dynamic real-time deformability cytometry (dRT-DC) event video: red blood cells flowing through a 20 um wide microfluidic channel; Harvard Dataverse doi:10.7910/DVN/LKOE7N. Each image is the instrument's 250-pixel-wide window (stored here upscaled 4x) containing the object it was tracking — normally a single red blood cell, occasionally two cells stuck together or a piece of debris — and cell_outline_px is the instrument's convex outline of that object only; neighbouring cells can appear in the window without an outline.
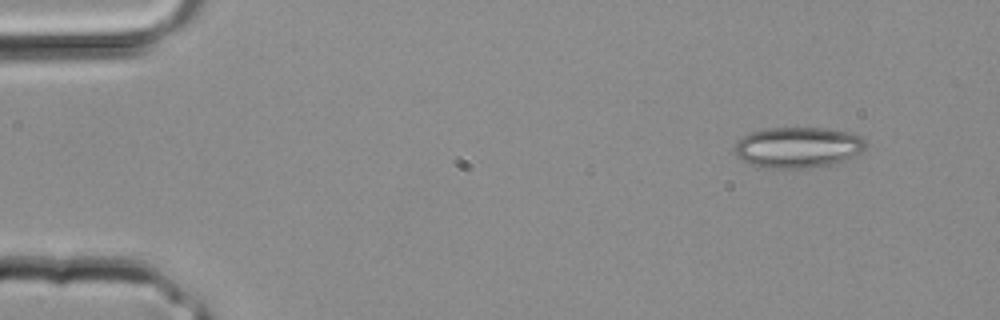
{"species": "common noctule bat (a hibernating species)", "species_latin": "Nyctalus noctula", "temperature_condition": "room temperature", "stored_images_in_passage": 3, "camera_frame_rate_fps": 3000, "um_per_image_px": 0.085, "animal": {"sex": "male", "body_mass_g": 20.4}, "frame": {"image": 1, "passage_image": 1, "time_ms": 0.0, "image_size_px": [1000, 320], "cell_outline_px": [[868, 144], [860, 152], [848, 160], [836, 164], [812, 168], [772, 168], [748, 164], [736, 156], [732, 148], [736, 140], [740, 136], [748, 132], [768, 128], [824, 128], [852, 132], [860, 136]], "centroid_in_image_um": [67.8, 12.53], "position_along_channel_um": 17.2, "area_um2": 31.91}}